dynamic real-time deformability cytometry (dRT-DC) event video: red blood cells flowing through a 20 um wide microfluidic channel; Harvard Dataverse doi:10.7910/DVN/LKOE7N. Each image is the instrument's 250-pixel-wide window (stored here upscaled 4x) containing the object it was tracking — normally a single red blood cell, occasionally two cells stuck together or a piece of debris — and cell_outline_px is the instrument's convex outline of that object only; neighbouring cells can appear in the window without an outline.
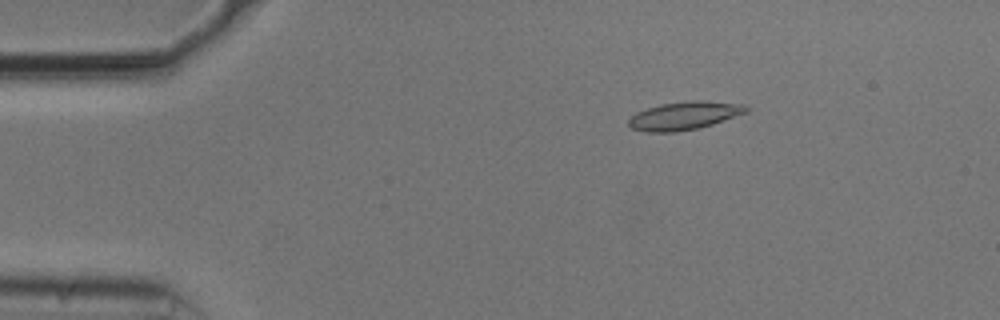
{"species": "common noctule bat (a hibernating species)", "species_latin": "Nyctalus noctula", "temperature_condition": "cold", "stored_images_in_passage": 54, "camera_frame_rate_fps": 3000, "um_per_image_px": 0.085, "animal": {"sex": "male", "body_mass_g": 20.5, "forearm_length_mm": 52.5}, "frame": {"image": 1, "passage_image": 9, "time_ms": 2.667, "image_size_px": [1000, 320], "cell_outline_px": [[748, 112], [700, 128], [676, 132], [644, 132], [632, 128], [628, 124], [628, 120], [636, 112], [660, 104], [692, 100], [704, 100], [744, 104], [748, 108]], "centroid_in_image_um": [58.17, 9.83], "position_along_channel_um": 26.8, "area_um2": 19.36}}
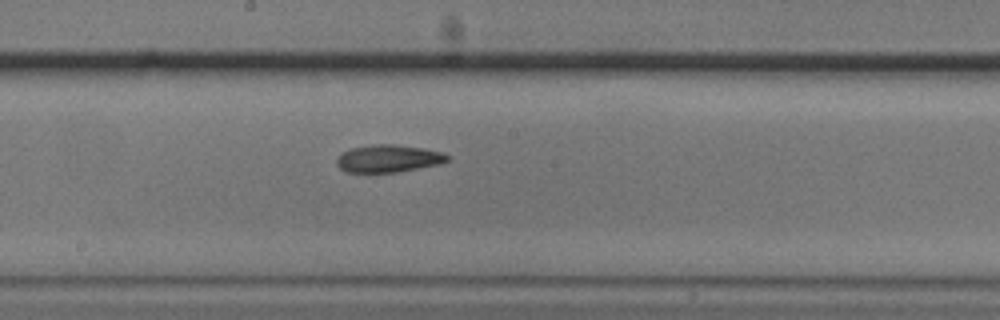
{"frame": {"image": 2, "passage_image": 29, "time_ms": 9.333, "image_size_px": [1000, 320], "cell_outline_px": [[452, 156], [448, 160], [440, 164], [396, 172], [344, 172], [336, 164], [336, 160], [340, 152], [352, 148], [372, 144], [396, 144], [424, 148], [440, 152]], "centroid_in_image_um": [32.99, 13.47], "position_along_channel_um": 215.2, "area_um2": 17.86}}
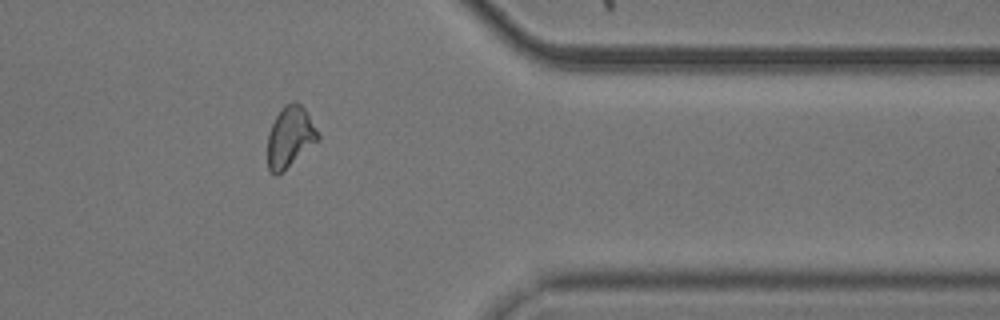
{"frame": {"image": 3, "passage_image": 44, "time_ms": 14.333, "image_size_px": [1000, 320], "cell_outline_px": [[320, 140], [276, 176], [272, 176], [268, 168], [268, 132], [280, 108], [284, 104], [296, 100], [308, 112], [320, 136]], "centroid_in_image_um": [24.66, 11.62], "position_along_channel_um": 386.7, "area_um2": 18.03}, "authors_computed_cell_mechanics": {"area_um2": 18.0047, "velocity_mm_per_s": 3.7362, "shape_relaxation_time_tau1_ms": null, "shape_relaxation_time_tau2_ms": 9.3133, "deformation_change_tau1": null, "deformation_change_tau2": 0.1878}}